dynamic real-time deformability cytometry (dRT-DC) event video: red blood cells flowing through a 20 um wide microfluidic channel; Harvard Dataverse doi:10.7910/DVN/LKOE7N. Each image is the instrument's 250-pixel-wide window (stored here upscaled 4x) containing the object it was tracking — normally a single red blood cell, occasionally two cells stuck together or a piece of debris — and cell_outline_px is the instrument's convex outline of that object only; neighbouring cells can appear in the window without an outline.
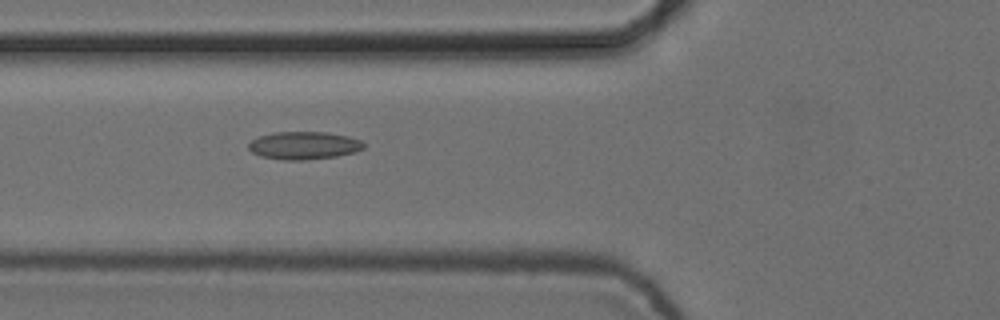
{"species": "common noctule bat (a hibernating species)", "species_latin": "Nyctalus noctula", "temperature_condition": "cold", "stored_images_in_passage": 7, "camera_frame_rate_fps": 3000, "um_per_image_px": 0.085, "animal": {"sex": "female", "body_mass_g": 24.6, "forearm_length_mm": 56.2}, "frame": {"image": 1, "passage_image": 7, "time_ms": 2.0, "image_size_px": [1000, 320], "cell_outline_px": [[364, 148], [352, 152], [336, 156], [304, 160], [284, 160], [260, 156], [252, 152], [248, 148], [248, 144], [252, 140], [260, 136], [272, 132], [328, 132], [348, 136], [360, 140], [364, 144]], "centroid_in_image_um": [25.8, 12.36], "position_along_channel_um": 100.0, "area_um2": 18.55}}